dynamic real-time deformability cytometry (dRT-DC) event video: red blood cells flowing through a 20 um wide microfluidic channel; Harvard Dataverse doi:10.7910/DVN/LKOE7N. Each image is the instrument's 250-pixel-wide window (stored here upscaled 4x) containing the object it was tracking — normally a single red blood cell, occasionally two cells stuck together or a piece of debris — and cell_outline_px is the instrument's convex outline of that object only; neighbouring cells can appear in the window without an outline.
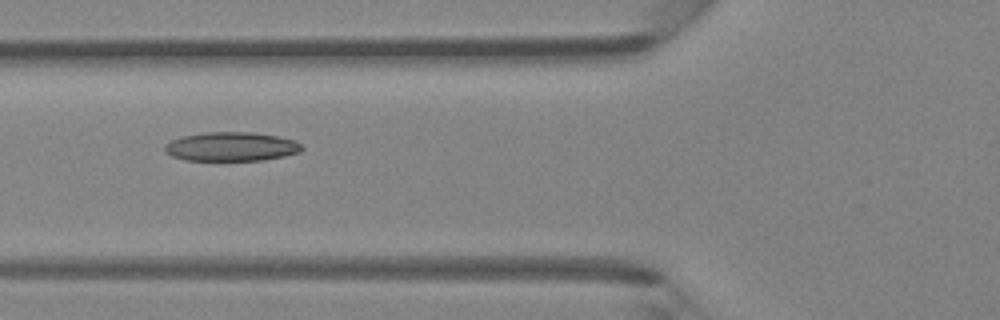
{"species": "Egyptian fruit bat (a non-hibernating species)", "species_latin": "Rousettus aegyptiacus", "temperature_condition": "room temperature", "stored_images_in_passage": 6, "camera_frame_rate_fps": 3000, "um_per_image_px": 0.085, "animal": {"sex": "female"}, "frame": {"image": 1, "passage_image": 5, "time_ms": 5.333, "image_size_px": [1000, 320], "cell_outline_px": [[304, 148], [300, 152], [284, 156], [264, 160], [184, 160], [172, 156], [164, 152], [164, 144], [180, 136], [208, 132], [252, 132], [276, 136], [296, 140], [304, 144]], "centroid_in_image_um": [19.67, 12.46], "position_along_channel_um": 106.1, "area_um2": 23.41}}
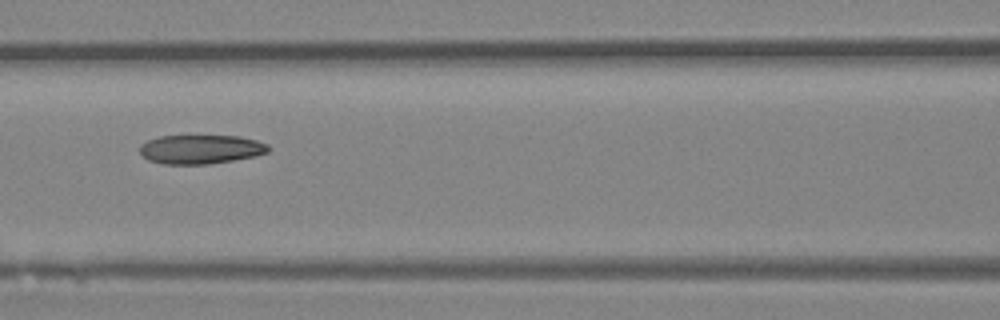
{"frame": {"image": 2, "passage_image": 6, "time_ms": 6.333, "image_size_px": [1000, 320], "cell_outline_px": [[268, 152], [256, 156], [208, 164], [164, 164], [148, 160], [140, 152], [140, 144], [148, 140], [160, 136], [240, 136], [256, 140], [268, 144]], "centroid_in_image_um": [17.06, 12.69], "position_along_channel_um": 149.5, "area_um2": 21.68}}